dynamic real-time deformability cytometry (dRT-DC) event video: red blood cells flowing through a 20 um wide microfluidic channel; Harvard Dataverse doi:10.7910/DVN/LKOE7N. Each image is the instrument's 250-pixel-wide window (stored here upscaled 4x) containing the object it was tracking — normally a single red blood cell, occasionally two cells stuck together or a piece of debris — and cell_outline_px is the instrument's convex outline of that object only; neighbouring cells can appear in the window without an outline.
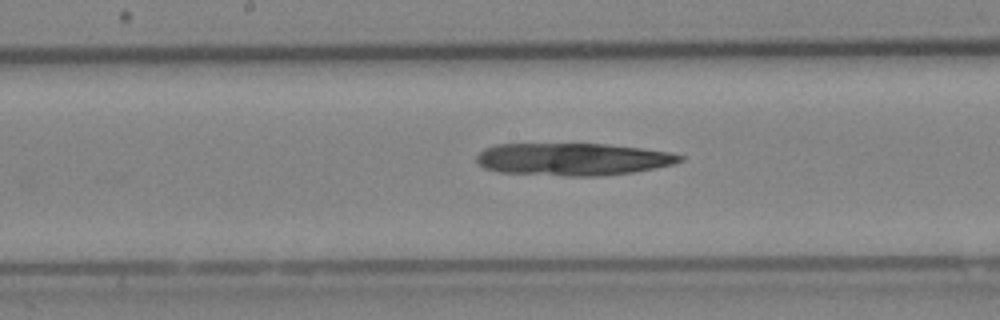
{"species": "Egyptian fruit bat (a non-hibernating species)", "species_latin": "Rousettus aegyptiacus", "temperature_condition": "cold", "stored_images_in_passage": 37, "camera_frame_rate_fps": 3000, "um_per_image_px": 0.085, "animal": {"sex": "female"}, "frame": {"image": 1, "passage_image": 14, "time_ms": 4.333, "image_size_px": [1000, 320], "cell_outline_px": [[684, 160], [672, 164], [632, 172], [600, 176], [564, 176], [500, 172], [484, 168], [476, 160], [476, 156], [484, 148], [496, 144], [604, 144], [640, 148], [668, 152], [684, 156]], "centroid_in_image_um": [48.65, 13.53], "position_along_channel_um": 199.6, "area_um2": 38.26}}